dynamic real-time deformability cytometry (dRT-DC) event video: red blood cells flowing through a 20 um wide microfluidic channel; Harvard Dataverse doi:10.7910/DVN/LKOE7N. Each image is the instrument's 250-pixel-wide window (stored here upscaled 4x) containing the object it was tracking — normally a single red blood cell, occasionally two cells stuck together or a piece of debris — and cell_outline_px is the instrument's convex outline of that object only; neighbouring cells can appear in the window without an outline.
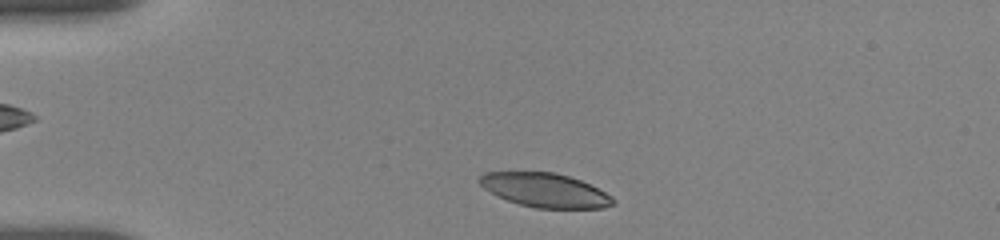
{"species": "human", "species_latin": "Homo sapiens", "temperature_condition": "room temperature", "stored_images_in_passage": 39, "camera_frame_rate_fps": 3000, "um_per_image_px": 0.085, "donor": {"sex": "female"}, "frame": {"image": 1, "passage_image": 3, "time_ms": 0.667, "image_size_px": [1000, 240], "cell_outline_px": [[616, 204], [604, 208], [536, 208], [520, 204], [508, 200], [484, 188], [476, 180], [484, 172], [556, 172], [580, 180], [612, 196], [616, 200]], "centroid_in_image_um": [46.34, 16.16], "position_along_channel_um": 38.7, "area_um2": 26.3}}
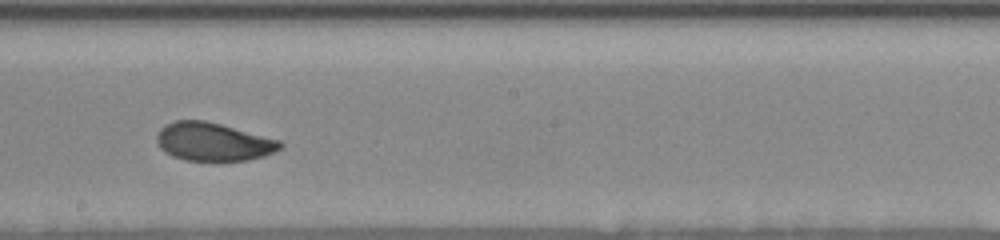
{"frame": {"image": 2, "passage_image": 22, "time_ms": 7.0, "image_size_px": [1000, 240], "cell_outline_px": [[284, 144], [280, 148], [264, 156], [248, 160], [184, 160], [172, 156], [164, 152], [160, 148], [156, 140], [156, 136], [160, 128], [164, 124], [176, 120], [204, 120], [220, 124], [280, 140]], "centroid_in_image_um": [18.08, 12.04], "position_along_channel_um": 230.1, "area_um2": 27.4}}
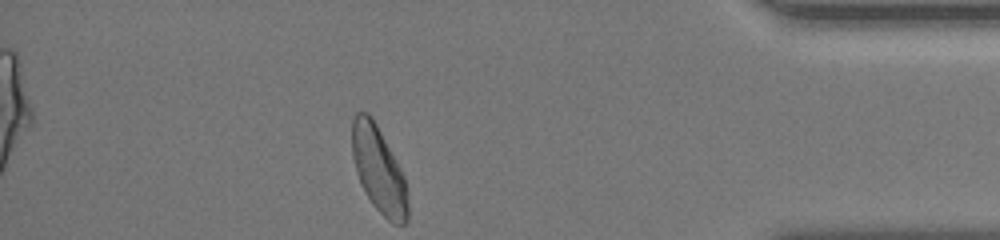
{"frame": {"image": 3, "passage_image": 39, "time_ms": 12.667, "image_size_px": [1000, 240], "cell_outline_px": [[408, 220], [404, 224], [392, 224], [372, 204], [360, 184], [356, 172], [352, 156], [352, 120], [356, 112], [368, 112], [372, 116], [396, 160], [404, 176], [408, 192]], "centroid_in_image_um": [32.19, 14.44], "position_along_channel_um": 403.0, "area_um2": 28.15}, "authors_computed_cell_mechanics": {"area_um2": 28.1486, "velocity_mm_per_s": 3.6524, "shape_relaxation_time_tau1_ms": 3.7277, "shape_relaxation_time_tau2_ms": 2.5148, "deformation_change_tau1": 0.1278, "deformation_change_tau2": 0.0717}}